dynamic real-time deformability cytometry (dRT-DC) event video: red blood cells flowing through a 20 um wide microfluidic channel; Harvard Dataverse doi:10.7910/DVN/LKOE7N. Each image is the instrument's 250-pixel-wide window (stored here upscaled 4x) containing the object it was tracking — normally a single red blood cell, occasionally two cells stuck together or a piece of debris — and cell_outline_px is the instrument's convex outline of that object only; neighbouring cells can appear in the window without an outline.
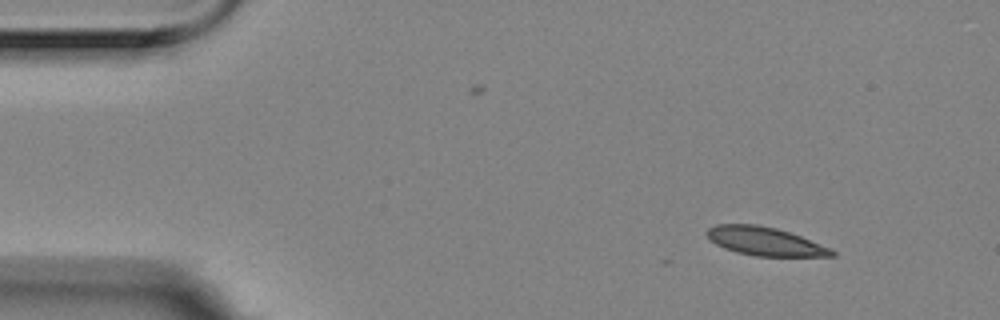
{"species": "Egyptian fruit bat (a non-hibernating species)", "species_latin": "Rousettus aegyptiacus", "temperature_condition": "room temperature", "stored_images_in_passage": 4, "camera_frame_rate_fps": 3000, "um_per_image_px": 0.085, "animal": {"sex": "female"}, "frame": {"image": 1, "passage_image": 1, "time_ms": 0.0, "image_size_px": [1000, 320], "cell_outline_px": [[836, 256], [756, 256], [736, 252], [724, 248], [716, 244], [704, 232], [708, 228], [716, 224], [756, 224], [776, 228], [800, 236], [832, 248], [836, 252]], "centroid_in_image_um": [65.02, 20.51], "position_along_channel_um": 20.0, "area_um2": 20.69}}